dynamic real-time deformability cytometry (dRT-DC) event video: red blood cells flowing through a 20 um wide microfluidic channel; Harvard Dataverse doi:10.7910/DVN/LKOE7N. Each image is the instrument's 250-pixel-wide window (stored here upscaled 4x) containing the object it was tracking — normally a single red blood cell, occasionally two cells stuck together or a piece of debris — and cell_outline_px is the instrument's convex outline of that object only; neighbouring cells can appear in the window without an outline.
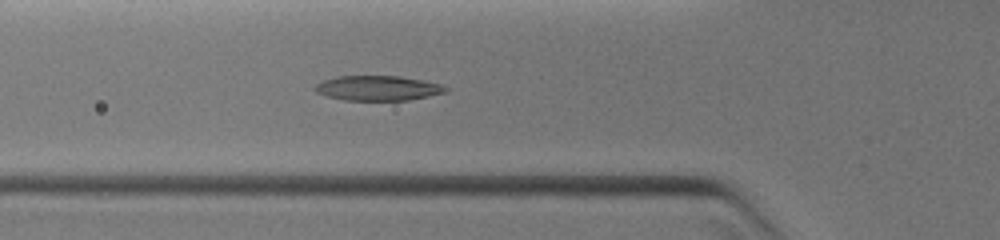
{"species": "common noctule bat (a hibernating species)", "species_latin": "Nyctalus noctula", "temperature_condition": "warm", "stored_images_in_passage": 40, "camera_frame_rate_fps": 3000, "um_per_image_px": 0.085, "animal": {"sex": "female", "body_mass_g": 19.0, "forearm_length_mm": 51.5}, "frame": {"image": 1, "passage_image": 9, "time_ms": 2.0, "image_size_px": [1000, 240], "cell_outline_px": [[448, 92], [408, 100], [344, 100], [328, 96], [316, 92], [312, 88], [316, 84], [324, 80], [336, 76], [400, 76], [444, 84], [448, 88]], "centroid_in_image_um": [32.14, 7.48], "position_along_channel_um": 93.7, "area_um2": 19.02}}
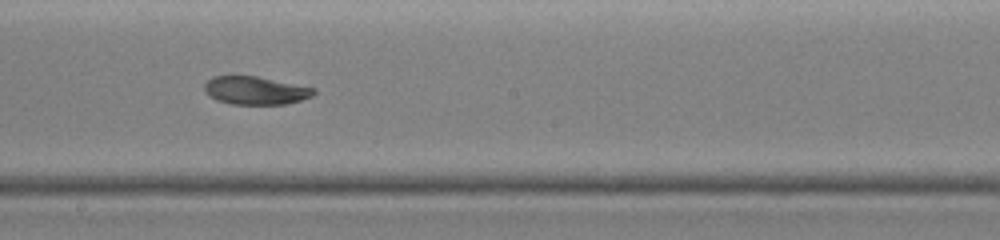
{"frame": {"image": 2, "passage_image": 24, "time_ms": 4.667, "image_size_px": [1000, 240], "cell_outline_px": [[316, 92], [312, 96], [288, 104], [232, 104], [216, 100], [208, 96], [204, 92], [204, 84], [212, 76], [232, 72], [256, 76], [316, 88]], "centroid_in_image_um": [21.63, 7.65], "position_along_channel_um": 226.6, "area_um2": 18.61}}
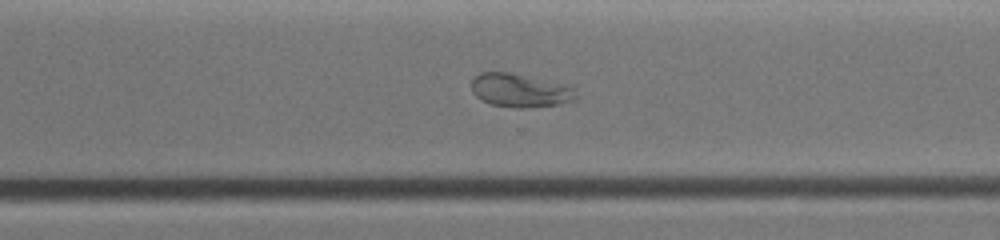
{"frame": {"image": 3, "passage_image": 35, "time_ms": 6.667, "image_size_px": [1000, 240], "cell_outline_px": [[576, 100], [556, 104], [528, 108], [512, 108], [492, 104], [480, 100], [472, 92], [472, 80], [480, 72], [508, 72], [568, 84], [576, 96]], "centroid_in_image_um": [44.18, 7.69], "position_along_channel_um": 326.4, "area_um2": 20.4}}